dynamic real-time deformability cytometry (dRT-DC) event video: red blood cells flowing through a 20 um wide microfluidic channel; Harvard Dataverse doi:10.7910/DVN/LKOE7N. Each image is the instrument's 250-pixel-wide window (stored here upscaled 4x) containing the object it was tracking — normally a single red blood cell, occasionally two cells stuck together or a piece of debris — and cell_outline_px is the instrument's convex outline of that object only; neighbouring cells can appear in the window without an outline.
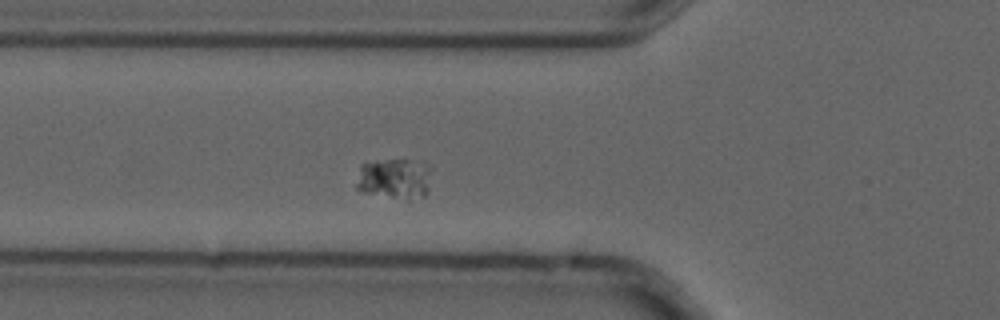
{"species": "common noctule bat (a hibernating species)", "species_latin": "Nyctalus noctula", "temperature_condition": "cold", "stored_images_in_passage": 4, "camera_frame_rate_fps": 3000, "um_per_image_px": 0.085, "animal": {"sex": "male", "forearm_length_mm": 52.5}, "frame": {"image": 1, "passage_image": 4, "time_ms": 1.0, "image_size_px": [1000, 320], "cell_outline_px": [[432, 168], [428, 192], [424, 196], [392, 196], [360, 192], [356, 188], [356, 184], [360, 164], [376, 160], [424, 160]], "centroid_in_image_um": [33.55, 15.11], "position_along_channel_um": 92.3, "area_um2": 17.74}}